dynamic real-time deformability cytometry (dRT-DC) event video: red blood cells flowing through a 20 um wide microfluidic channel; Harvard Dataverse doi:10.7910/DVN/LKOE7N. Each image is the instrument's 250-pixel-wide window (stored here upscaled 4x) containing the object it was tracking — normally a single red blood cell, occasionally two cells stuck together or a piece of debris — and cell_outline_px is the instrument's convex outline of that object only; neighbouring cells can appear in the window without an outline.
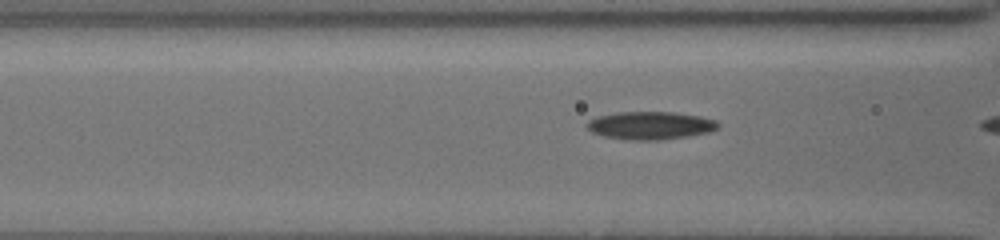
{"species": "common noctule bat (a hibernating species)", "species_latin": "Nyctalus noctula", "temperature_condition": "cold", "stored_images_in_passage": 21, "camera_frame_rate_fps": 3000, "um_per_image_px": 0.085, "animal": {"sex": "female", "body_mass_g": 19.5, "forearm_length_mm": 54.1}, "frame": {"image": 1, "passage_image": 20, "time_ms": 6.333, "image_size_px": [1000, 240], "cell_outline_px": [[720, 124], [716, 128], [708, 132], [688, 136], [660, 140], [624, 140], [604, 136], [592, 132], [584, 124], [588, 120], [600, 116], [620, 112], [672, 112], [696, 116], [716, 120]], "centroid_in_image_um": [55.24, 10.67], "position_along_channel_um": 111.4, "area_um2": 21.15}}